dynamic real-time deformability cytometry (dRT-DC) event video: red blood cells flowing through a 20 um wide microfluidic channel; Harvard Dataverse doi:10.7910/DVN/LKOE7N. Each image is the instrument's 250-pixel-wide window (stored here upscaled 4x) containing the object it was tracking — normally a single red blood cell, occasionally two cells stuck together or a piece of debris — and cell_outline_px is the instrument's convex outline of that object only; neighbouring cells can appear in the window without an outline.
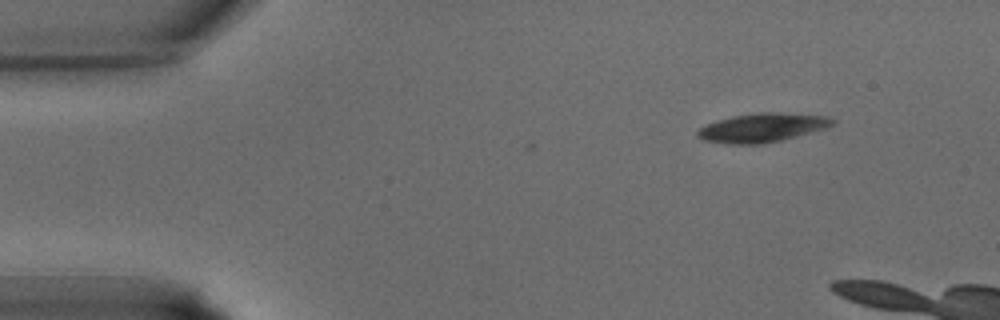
{"species": "common noctule bat (a hibernating species)", "species_latin": "Nyctalus noctula", "temperature_condition": "warm", "stored_images_in_passage": 4, "camera_frame_rate_fps": 3000, "um_per_image_px": 0.085, "animal": {"sex": "male", "body_mass_g": 15.6}, "frame": {"image": 1, "passage_image": 1, "time_ms": 0.0, "image_size_px": [1000, 320], "cell_outline_px": [[836, 124], [828, 128], [780, 140], [760, 144], [724, 144], [704, 140], [696, 136], [696, 132], [700, 128], [716, 120], [732, 116], [756, 112], [768, 112], [828, 116], [836, 120]], "centroid_in_image_um": [64.8, 10.85], "position_along_channel_um": 20.2, "area_um2": 22.77}}